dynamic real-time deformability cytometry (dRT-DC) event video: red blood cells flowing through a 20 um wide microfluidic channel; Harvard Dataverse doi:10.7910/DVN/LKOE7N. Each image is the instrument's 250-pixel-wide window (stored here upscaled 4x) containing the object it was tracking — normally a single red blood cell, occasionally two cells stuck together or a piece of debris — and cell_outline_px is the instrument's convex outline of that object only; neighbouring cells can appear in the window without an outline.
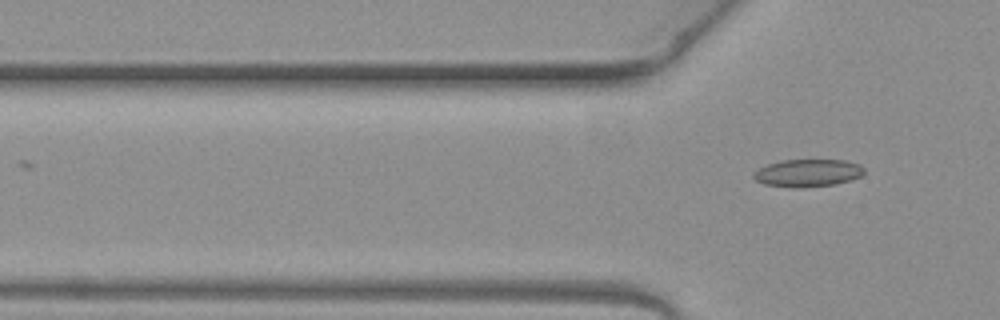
{"species": "common noctule bat (a hibernating species)", "species_latin": "Nyctalus noctula", "temperature_condition": "warm", "stored_images_in_passage": 3, "camera_frame_rate_fps": 3000, "um_per_image_px": 0.085, "animal": {"sex": "female", "body_mass_g": 19.3, "forearm_length_mm": 54.1}, "frame": {"image": 1, "passage_image": 3, "time_ms": 0.667, "image_size_px": [1000, 320], "cell_outline_px": [[864, 172], [860, 176], [836, 184], [764, 184], [756, 180], [752, 176], [760, 168], [768, 164], [780, 160], [844, 160], [860, 164], [864, 168]], "centroid_in_image_um": [68.71, 14.63], "position_along_channel_um": 57.1, "area_um2": 16.53}}